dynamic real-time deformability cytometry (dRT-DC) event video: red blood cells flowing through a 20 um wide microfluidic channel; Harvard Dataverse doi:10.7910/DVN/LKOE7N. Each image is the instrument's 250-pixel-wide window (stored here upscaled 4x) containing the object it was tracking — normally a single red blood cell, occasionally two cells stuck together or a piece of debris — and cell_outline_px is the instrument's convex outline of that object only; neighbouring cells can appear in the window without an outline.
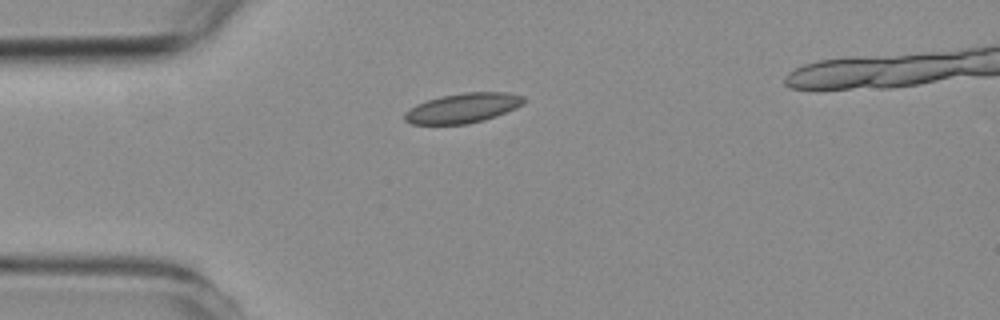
{"species": "common noctule bat (a hibernating species)", "species_latin": "Nyctalus noctula", "temperature_condition": "room temperature", "stored_images_in_passage": 38, "camera_frame_rate_fps": 3000, "um_per_image_px": 0.085, "animal": {"sex": "female", "body_mass_g": 19.3, "forearm_length_mm": 54.1}, "frame": {"image": 1, "passage_image": 1, "time_ms": 0.0, "image_size_px": [1000, 320], "cell_outline_px": [[524, 104], [516, 108], [496, 116], [484, 120], [468, 124], [412, 124], [404, 120], [404, 112], [416, 104], [440, 96], [464, 92], [508, 92], [524, 96]], "centroid_in_image_um": [39.35, 9.18], "position_along_channel_um": 45.7, "area_um2": 20.75}}
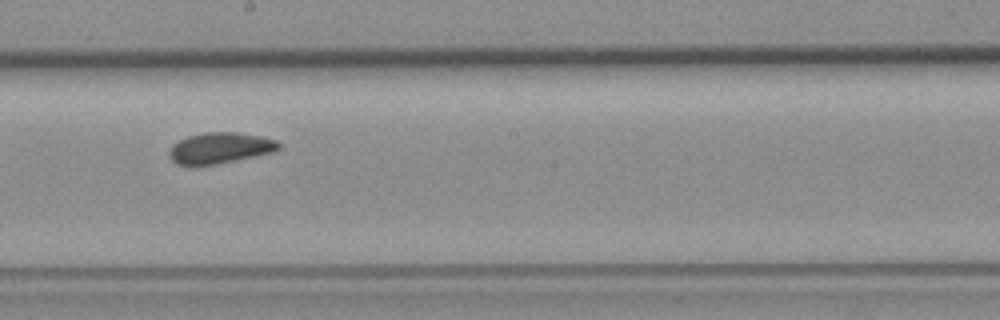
{"frame": {"image": 2, "passage_image": 17, "time_ms": 5.333, "image_size_px": [1000, 320], "cell_outline_px": [[280, 148], [276, 152], [196, 168], [192, 168], [176, 164], [168, 156], [168, 152], [172, 144], [188, 136], [204, 132], [236, 132], [260, 136], [276, 140], [280, 144]], "centroid_in_image_um": [18.65, 12.61], "position_along_channel_um": 229.6, "area_um2": 20.35}}
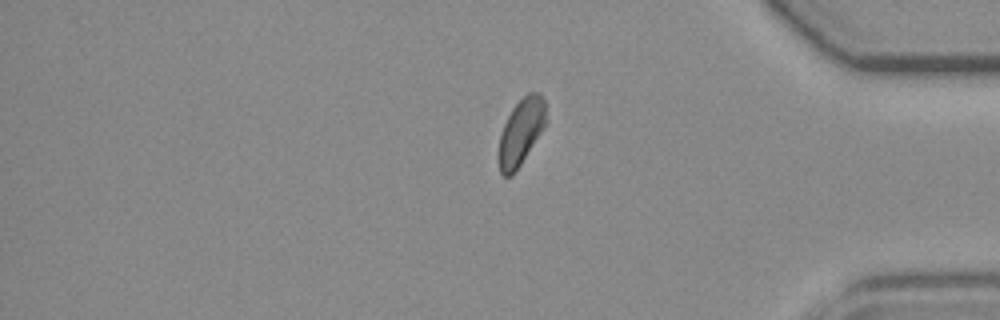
{"frame": {"image": 3, "passage_image": 32, "time_ms": 10.333, "image_size_px": [1000, 320], "cell_outline_px": [[548, 120], [544, 128], [512, 176], [504, 176], [500, 172], [500, 136], [504, 124], [512, 108], [528, 92], [540, 92], [544, 100]], "centroid_in_image_um": [44.33, 11.16], "position_along_channel_um": 390.9, "area_um2": 17.98}, "authors_computed_cell_mechanics": {"area_um2": 19.5942, "velocity_mm_per_s": 3.7421, "shape_relaxation_time_tau1_ms": null, "shape_relaxation_time_tau2_ms": 4.5101, "deformation_change_tau1": null, "deformation_change_tau2": 0.0782}}